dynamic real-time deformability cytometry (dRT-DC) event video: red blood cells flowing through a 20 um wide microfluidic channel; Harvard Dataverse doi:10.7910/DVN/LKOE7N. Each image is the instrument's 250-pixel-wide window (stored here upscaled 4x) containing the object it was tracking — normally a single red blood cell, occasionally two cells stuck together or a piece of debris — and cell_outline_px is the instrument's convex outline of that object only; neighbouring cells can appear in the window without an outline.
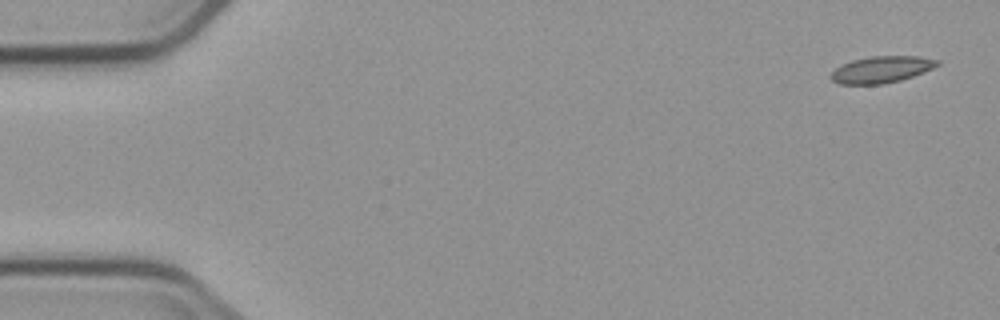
{"species": "common noctule bat (a hibernating species)", "species_latin": "Nyctalus noctula", "temperature_condition": "cold", "stored_images_in_passage": 4, "camera_frame_rate_fps": 3000, "um_per_image_px": 0.085, "animal": {"sex": "male", "body_mass_g": 23.1, "forearm_length_mm": 52.7}, "frame": {"image": 1, "passage_image": 1, "time_ms": 0.0, "image_size_px": [1000, 320], "cell_outline_px": [[940, 64], [932, 68], [912, 76], [900, 80], [880, 84], [840, 84], [832, 80], [828, 76], [836, 68], [852, 60], [872, 56], [916, 56], [940, 60]], "centroid_in_image_um": [74.91, 5.9], "position_along_channel_um": 10.1, "area_um2": 16.3}}
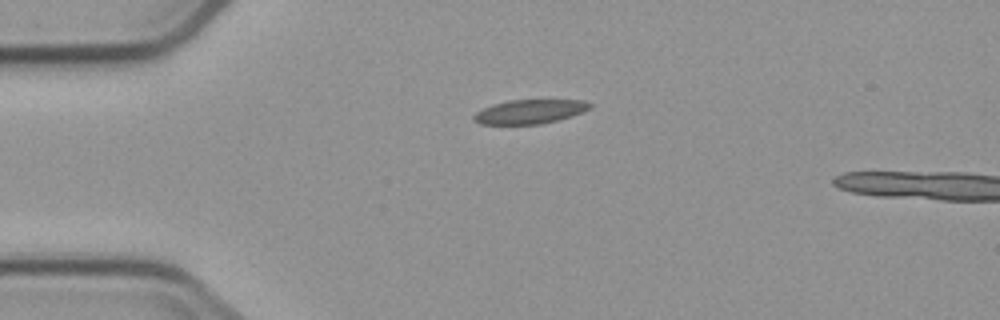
{"frame": {"image": 2, "passage_image": 4, "time_ms": 3.667, "image_size_px": [1000, 320], "cell_outline_px": [[592, 104], [588, 108], [580, 112], [556, 120], [540, 124], [480, 124], [472, 120], [472, 116], [476, 112], [492, 104], [508, 100], [584, 100]], "centroid_in_image_um": [44.94, 9.48], "position_along_channel_um": 40.1, "area_um2": 16.07}}